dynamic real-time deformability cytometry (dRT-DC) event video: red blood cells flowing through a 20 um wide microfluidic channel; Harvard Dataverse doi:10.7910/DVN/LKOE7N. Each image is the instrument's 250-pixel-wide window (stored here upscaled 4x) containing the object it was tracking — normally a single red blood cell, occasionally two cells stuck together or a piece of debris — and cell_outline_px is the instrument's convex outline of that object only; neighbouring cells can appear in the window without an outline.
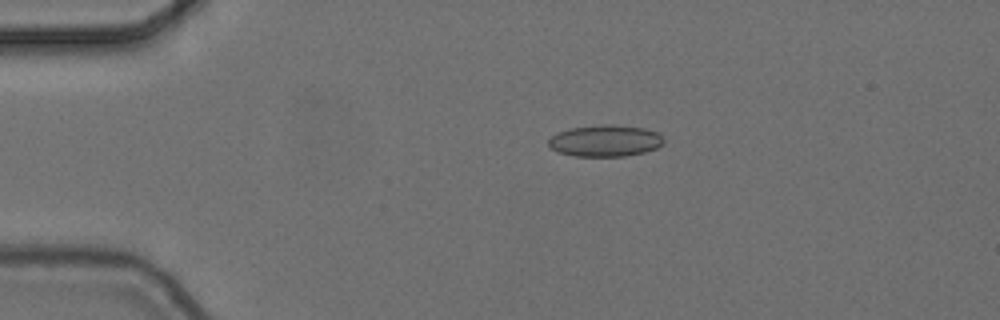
{"species": "common noctule bat (a hibernating species)", "species_latin": "Nyctalus noctula", "temperature_condition": "cold", "stored_images_in_passage": 10, "camera_frame_rate_fps": 3000, "um_per_image_px": 0.085, "animal": {"sex": "female", "body_mass_g": 24.6, "forearm_length_mm": 56.2}, "frame": {"image": 1, "passage_image": 3, "time_ms": 0.667, "image_size_px": [1000, 320], "cell_outline_px": [[664, 144], [656, 148], [644, 152], [624, 156], [576, 156], [560, 152], [552, 148], [548, 144], [548, 140], [552, 136], [568, 128], [604, 124], [612, 124], [644, 128], [656, 132], [664, 140]], "centroid_in_image_um": [51.45, 11.96], "position_along_channel_um": 33.5, "area_um2": 21.04}}
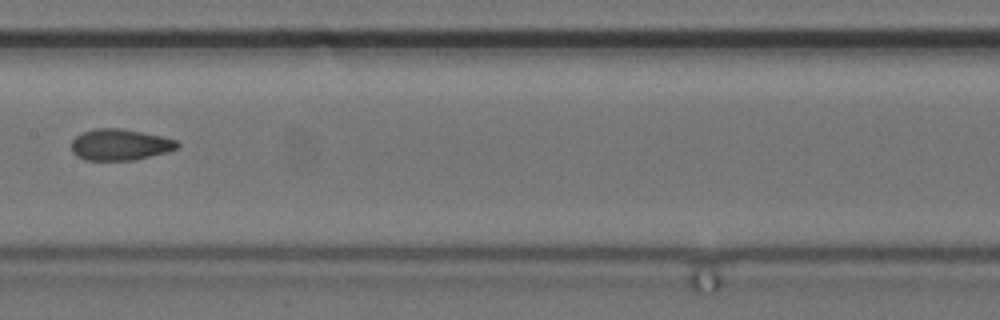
{"frame": {"image": 2, "passage_image": 7, "time_ms": 2.0, "image_size_px": [1000, 320], "cell_outline_px": [[180, 144], [176, 148], [168, 152], [136, 160], [84, 160], [76, 156], [72, 152], [72, 140], [76, 136], [84, 132], [96, 128], [120, 128], [160, 136], [176, 140]], "centroid_in_image_um": [10.19, 12.31], "position_along_channel_um": 197.2, "area_um2": 19.25}}
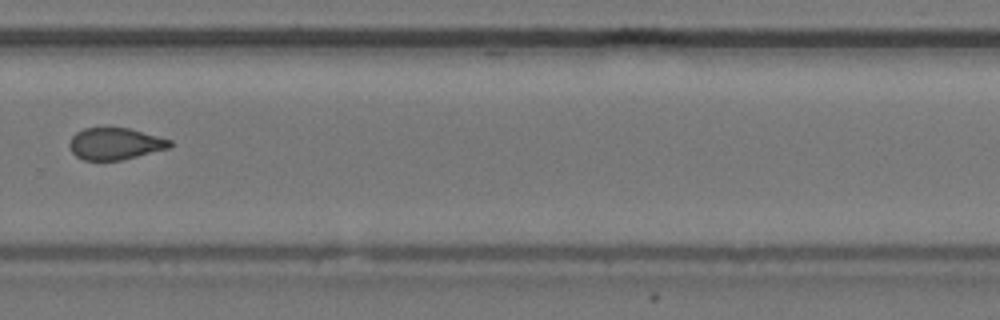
{"frame": {"image": 3, "passage_image": 10, "time_ms": 3.0, "image_size_px": [1000, 320], "cell_outline_px": [[172, 144], [168, 148], [120, 160], [84, 160], [76, 156], [72, 152], [68, 144], [72, 136], [76, 132], [84, 128], [128, 128], [172, 140]], "centroid_in_image_um": [9.75, 12.21], "position_along_channel_um": 320.1, "area_um2": 18.38}}